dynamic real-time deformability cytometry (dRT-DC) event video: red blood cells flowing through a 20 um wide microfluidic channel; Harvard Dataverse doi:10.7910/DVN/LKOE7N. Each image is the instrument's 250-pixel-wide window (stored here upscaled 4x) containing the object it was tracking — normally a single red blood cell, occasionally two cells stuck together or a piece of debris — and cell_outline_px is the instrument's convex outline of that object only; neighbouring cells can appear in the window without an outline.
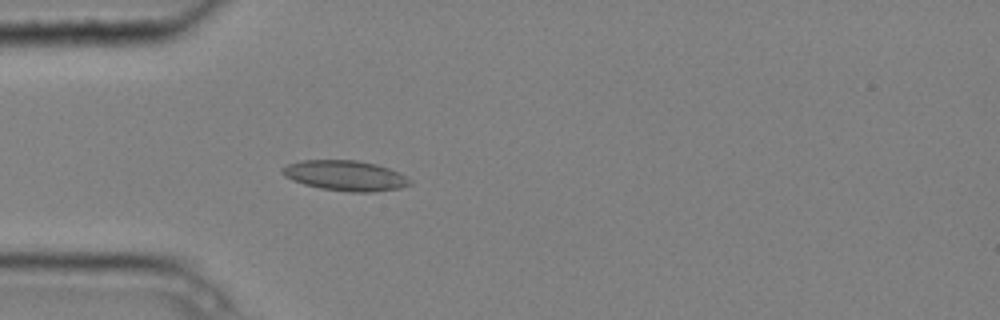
{"species": "common noctule bat (a hibernating species)", "species_latin": "Nyctalus noctula", "temperature_condition": "cold", "stored_images_in_passage": 4, "camera_frame_rate_fps": 3000, "um_per_image_px": 0.085, "animal": {"sex": "male", "body_mass_g": 20.4}, "frame": {"image": 1, "passage_image": 4, "time_ms": 1.0, "image_size_px": [1000, 320], "cell_outline_px": [[412, 184], [400, 188], [376, 192], [352, 192], [320, 188], [304, 184], [292, 180], [284, 176], [280, 172], [280, 168], [288, 164], [300, 160], [356, 160], [376, 164], [400, 172], [412, 180]], "centroid_in_image_um": [29.36, 14.92], "position_along_channel_um": 55.6, "area_um2": 22.72}}